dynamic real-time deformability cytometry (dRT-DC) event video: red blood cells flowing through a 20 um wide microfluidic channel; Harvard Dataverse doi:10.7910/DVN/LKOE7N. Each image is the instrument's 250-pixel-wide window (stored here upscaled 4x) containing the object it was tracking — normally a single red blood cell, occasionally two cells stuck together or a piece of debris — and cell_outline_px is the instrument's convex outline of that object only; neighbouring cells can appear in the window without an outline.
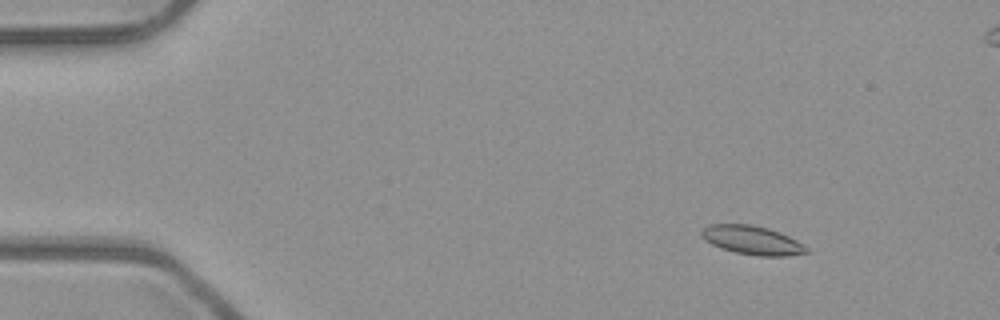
{"species": "common noctule bat (a hibernating species)", "species_latin": "Nyctalus noctula", "temperature_condition": "room temperature", "stored_images_in_passage": 6, "camera_frame_rate_fps": 3000, "um_per_image_px": 0.085, "animal": {"sex": "male", "body_mass_g": 23.1, "forearm_length_mm": 52.7}, "frame": {"image": 1, "passage_image": 2, "time_ms": 0.333, "image_size_px": [1000, 320], "cell_outline_px": [[808, 252], [788, 256], [756, 256], [736, 252], [720, 248], [704, 240], [700, 236], [700, 232], [708, 224], [752, 224], [768, 228], [780, 232], [804, 244], [808, 248]], "centroid_in_image_um": [63.92, 20.41], "position_along_channel_um": 21.1, "area_um2": 17.74}}
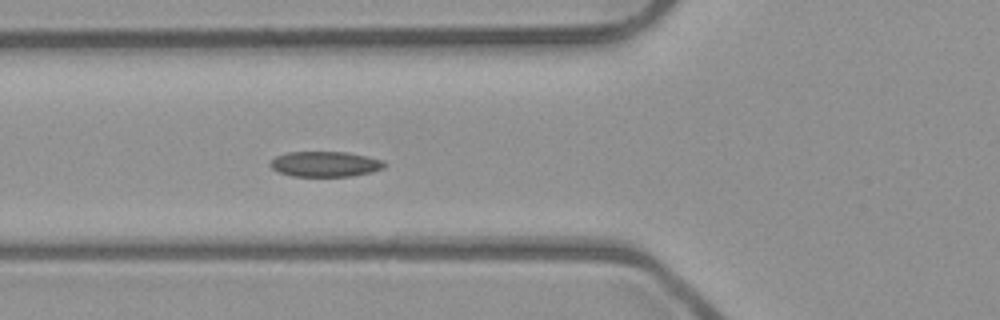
{"frame": {"image": 2, "passage_image": 6, "time_ms": 1.667, "image_size_px": [1000, 320], "cell_outline_px": [[388, 164], [384, 168], [372, 172], [352, 176], [292, 176], [276, 172], [268, 164], [276, 156], [288, 152], [348, 152], [368, 156], [384, 160]], "centroid_in_image_um": [27.67, 13.94], "position_along_channel_um": 98.1, "area_um2": 17.11}}